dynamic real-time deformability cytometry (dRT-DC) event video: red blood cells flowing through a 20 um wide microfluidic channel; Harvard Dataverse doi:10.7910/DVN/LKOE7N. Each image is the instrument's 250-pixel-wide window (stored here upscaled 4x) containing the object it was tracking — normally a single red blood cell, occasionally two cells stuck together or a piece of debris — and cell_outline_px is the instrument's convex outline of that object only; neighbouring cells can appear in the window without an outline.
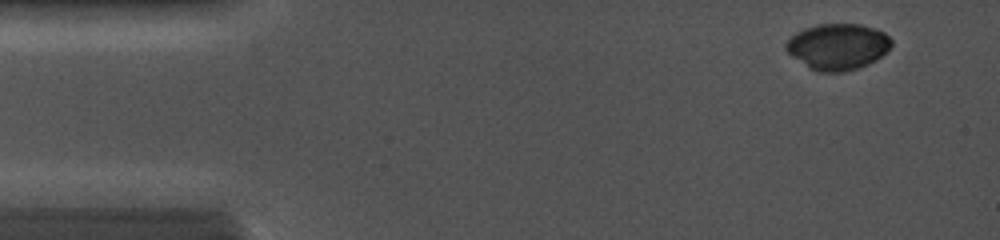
{"species": "common noctule bat (a hibernating species)", "species_latin": "Nyctalus noctula", "temperature_condition": "cold", "stored_images_in_passage": 55, "camera_frame_rate_fps": 5000, "um_per_image_px": 0.085, "animal": {"sex": "female", "body_mass_g": 19.0, "forearm_length_mm": 56.7}, "frame": {"image": 1, "passage_image": 6, "time_ms": 1.0, "image_size_px": [1000, 240], "cell_outline_px": [[892, 44], [876, 60], [868, 64], [844, 72], [820, 72], [808, 68], [792, 56], [784, 48], [784, 44], [796, 32], [804, 28], [816, 24], [860, 24], [884, 32], [892, 40]], "centroid_in_image_um": [71.17, 3.96], "position_along_channel_um": 13.8, "area_um2": 28.26}}
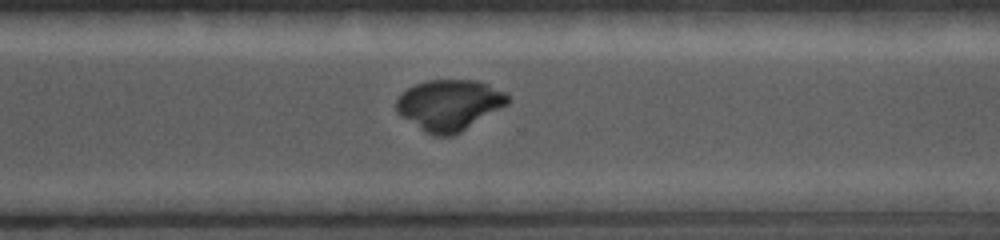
{"frame": {"image": 2, "passage_image": 51, "time_ms": 10.6, "image_size_px": [1000, 240], "cell_outline_px": [[512, 100], [508, 104], [460, 132], [452, 136], [432, 136], [424, 132], [400, 116], [396, 112], [396, 100], [408, 88], [416, 84], [428, 80], [476, 80], [488, 84], [508, 92], [512, 96]], "centroid_in_image_um": [38.22, 8.92], "position_along_channel_um": 332.4, "area_um2": 33.29}}
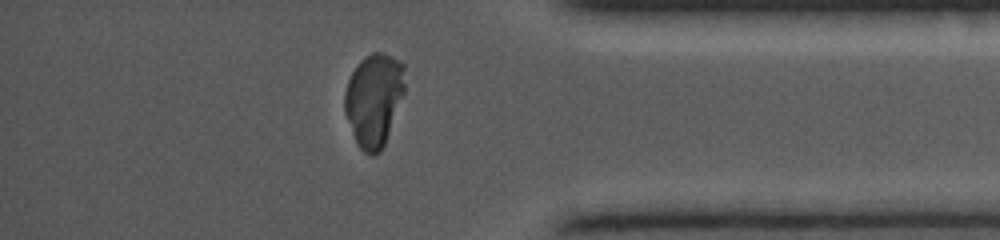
{"frame": {"image": 3, "passage_image": 55, "time_ms": 12.4, "image_size_px": [1000, 240], "cell_outline_px": [[404, 92], [384, 144], [380, 152], [372, 156], [364, 152], [356, 144], [344, 112], [344, 92], [348, 80], [352, 72], [360, 60], [364, 56], [372, 52], [380, 52], [404, 64]], "centroid_in_image_um": [31.75, 8.48], "position_along_channel_um": 403.5, "area_um2": 32.43}}